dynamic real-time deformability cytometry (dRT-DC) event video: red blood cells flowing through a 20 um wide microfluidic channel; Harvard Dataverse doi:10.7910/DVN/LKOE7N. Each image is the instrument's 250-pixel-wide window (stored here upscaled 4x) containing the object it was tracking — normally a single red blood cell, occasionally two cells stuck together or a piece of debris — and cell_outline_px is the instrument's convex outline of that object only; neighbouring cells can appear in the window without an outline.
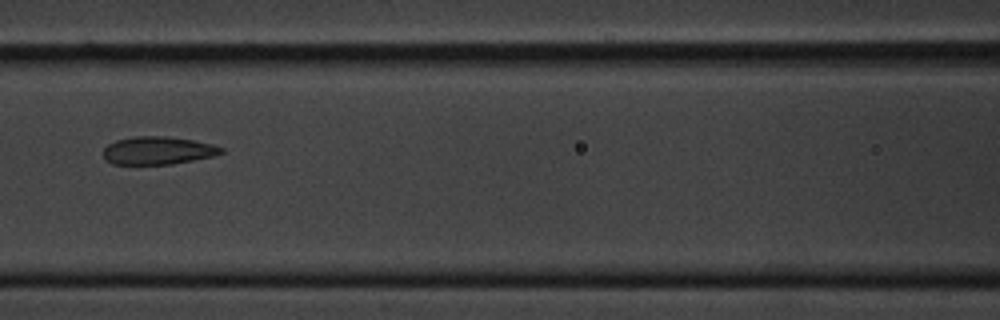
{"species": "common noctule bat (a hibernating species)", "species_latin": "Nyctalus noctula", "temperature_condition": "cold", "stored_images_in_passage": 7, "segment_of_instrument_passage": [1, 2], "camera_frame_rate_fps": 3000, "um_per_image_px": 0.085, "animal": {"sex": "male", "body_mass_g": 20.1, "forearm_length_mm": 53.5}, "frame": {"image": 1, "passage_image": 4, "time_ms": 1.0, "image_size_px": [1000, 320], "cell_outline_px": [[224, 152], [212, 156], [172, 164], [112, 164], [104, 160], [104, 148], [108, 144], [116, 140], [132, 136], [164, 136], [192, 140], [212, 144], [224, 148]], "centroid_in_image_um": [13.39, 12.79], "position_along_channel_um": 153.2, "area_um2": 19.13}}
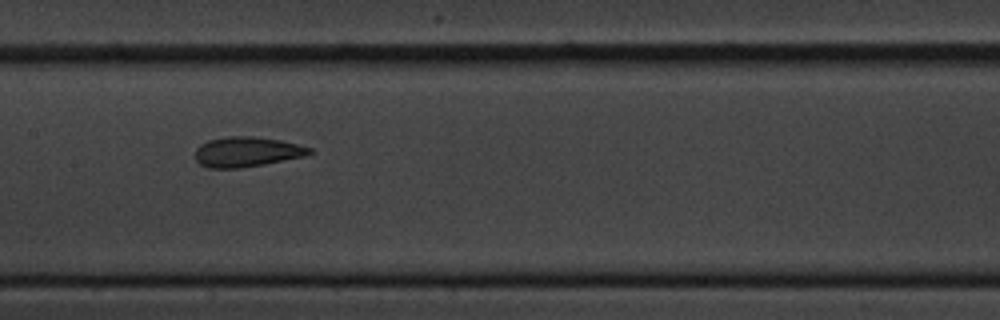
{"frame": {"image": 2, "passage_image": 5, "time_ms": 1.333, "image_size_px": [1000, 320], "cell_outline_px": [[312, 152], [304, 156], [264, 164], [240, 168], [208, 168], [200, 164], [196, 160], [196, 148], [200, 144], [208, 140], [228, 136], [252, 136], [280, 140], [312, 148]], "centroid_in_image_um": [20.95, 12.9], "position_along_channel_um": 186.5, "area_um2": 19.88}}
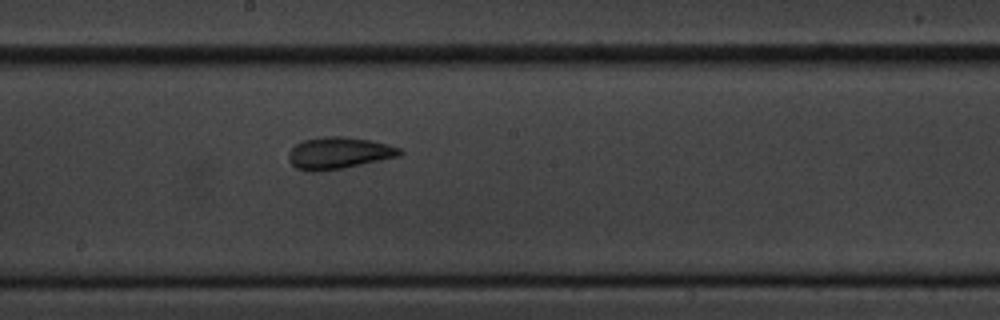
{"frame": {"image": 3, "passage_image": 6, "time_ms": 1.667, "image_size_px": [1000, 320], "cell_outline_px": [[404, 152], [400, 156], [344, 168], [320, 172], [312, 172], [296, 168], [288, 160], [288, 152], [296, 144], [304, 140], [324, 136], [344, 136], [372, 140], [388, 144], [400, 148]], "centroid_in_image_um": [28.8, 13.01], "position_along_channel_um": 219.4, "area_um2": 20.87}}